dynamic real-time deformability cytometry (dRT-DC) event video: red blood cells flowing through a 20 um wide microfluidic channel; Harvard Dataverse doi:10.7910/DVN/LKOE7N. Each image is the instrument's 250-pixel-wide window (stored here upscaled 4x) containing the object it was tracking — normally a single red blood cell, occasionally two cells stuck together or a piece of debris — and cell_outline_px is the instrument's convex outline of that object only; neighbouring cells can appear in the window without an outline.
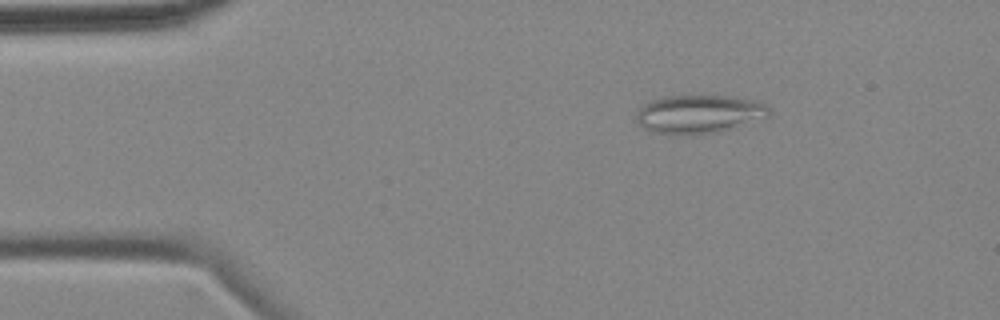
{"species": "common noctule bat (a hibernating species)", "species_latin": "Nyctalus noctula", "temperature_condition": "cold", "stored_images_in_passage": 5, "camera_frame_rate_fps": 3000, "um_per_image_px": 0.085, "animal": {"sex": "female", "body_mass_g": 18.4}, "frame": {"image": 1, "passage_image": 3, "time_ms": 2.333, "image_size_px": [1000, 320], "cell_outline_px": [[772, 116], [716, 132], [692, 136], [652, 132], [644, 128], [636, 120], [636, 116], [640, 108], [644, 104], [652, 100], [664, 96], [728, 96], [752, 100], [764, 104], [768, 108]], "centroid_in_image_um": [59.4, 9.71], "position_along_channel_um": 25.6, "area_um2": 29.59}}